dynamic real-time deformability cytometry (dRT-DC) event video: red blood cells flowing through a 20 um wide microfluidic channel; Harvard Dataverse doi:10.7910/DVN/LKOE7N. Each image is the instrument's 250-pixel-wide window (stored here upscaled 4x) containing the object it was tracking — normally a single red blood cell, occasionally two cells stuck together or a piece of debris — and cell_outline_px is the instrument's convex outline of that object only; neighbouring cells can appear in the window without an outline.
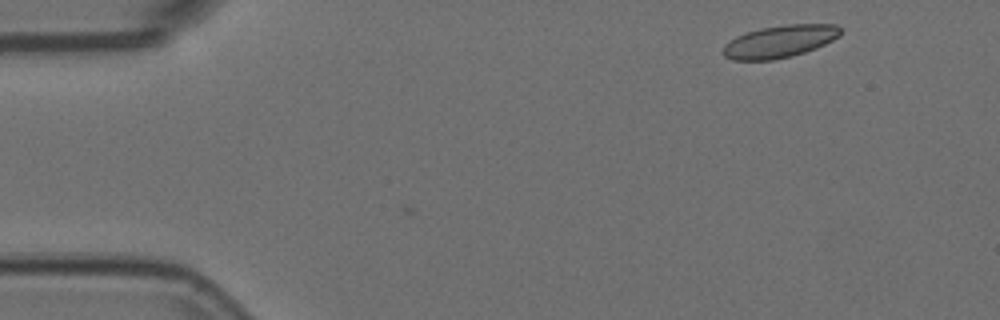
{"species": "Egyptian fruit bat (a non-hibernating species)", "species_latin": "Rousettus aegyptiacus", "temperature_condition": "room temperature", "stored_images_in_passage": 4, "camera_frame_rate_fps": 3000, "um_per_image_px": 0.085, "animal": {"sex": "female"}, "frame": {"image": 1, "passage_image": 4, "time_ms": 1.0, "image_size_px": [1000, 320], "cell_outline_px": [[840, 36], [816, 48], [792, 56], [772, 60], [732, 60], [724, 56], [720, 52], [724, 44], [736, 36], [760, 28], [788, 24], [836, 24], [840, 28]], "centroid_in_image_um": [66.24, 3.53], "position_along_channel_um": 18.8, "area_um2": 22.2}}